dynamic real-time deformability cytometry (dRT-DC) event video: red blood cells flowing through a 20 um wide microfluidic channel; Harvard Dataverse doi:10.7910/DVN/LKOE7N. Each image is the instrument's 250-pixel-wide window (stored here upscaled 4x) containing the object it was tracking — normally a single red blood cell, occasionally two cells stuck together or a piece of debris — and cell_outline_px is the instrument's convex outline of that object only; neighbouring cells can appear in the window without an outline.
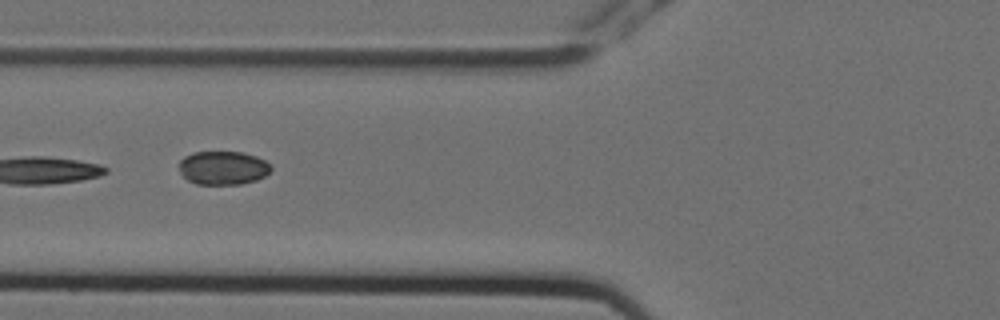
{"species": "Egyptian fruit bat (a non-hibernating species)", "species_latin": "Rousettus aegyptiacus", "temperature_condition": "cold", "stored_images_in_passage": 11, "camera_frame_rate_fps": 3000, "um_per_image_px": 0.085, "animal": {"sex": "female"}, "frame": {"image": 1, "passage_image": 6, "time_ms": 1.667, "image_size_px": [1000, 320], "cell_outline_px": [[272, 168], [264, 176], [256, 180], [240, 184], [196, 184], [188, 180], [180, 172], [180, 160], [184, 156], [192, 152], [244, 152], [256, 156], [272, 164]], "centroid_in_image_um": [18.97, 14.26], "position_along_channel_um": 106.8, "area_um2": 18.03}}
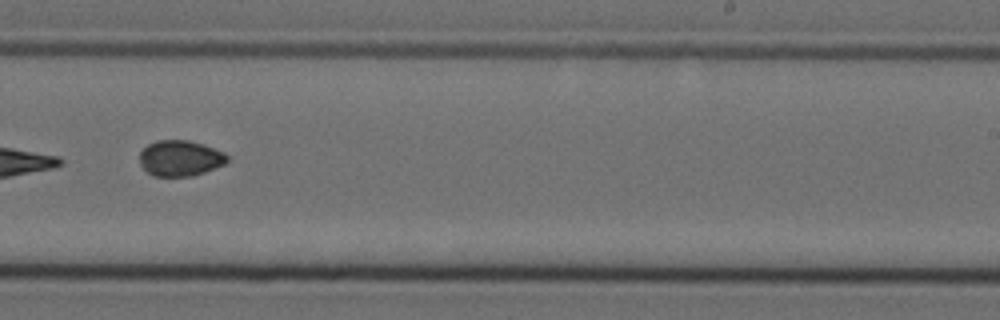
{"frame": {"image": 2, "passage_image": 10, "time_ms": 3.0, "image_size_px": [1000, 320], "cell_outline_px": [[228, 160], [224, 164], [204, 172], [192, 176], [152, 176], [140, 164], [140, 152], [148, 144], [156, 140], [188, 140], [204, 144], [224, 152], [228, 156]], "centroid_in_image_um": [15.31, 13.44], "position_along_channel_um": 273.7, "area_um2": 18.26}}
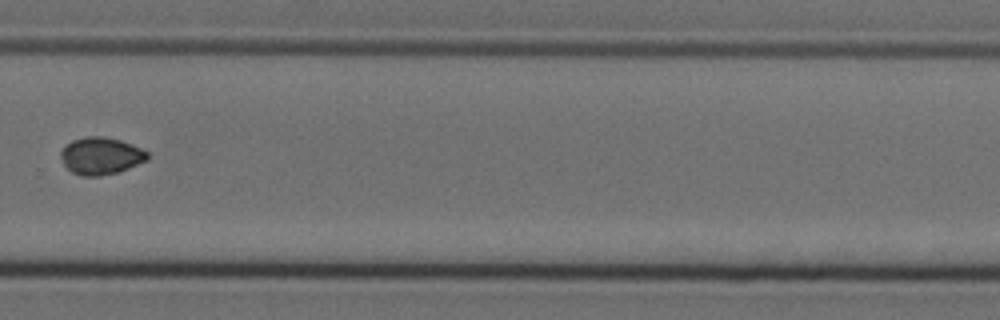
{"frame": {"image": 3, "passage_image": 11, "time_ms": 3.333, "image_size_px": [1000, 320], "cell_outline_px": [[148, 160], [128, 168], [116, 172], [100, 176], [80, 176], [64, 168], [60, 156], [60, 152], [72, 140], [88, 136], [104, 136], [120, 140], [132, 144], [148, 152]], "centroid_in_image_um": [8.55, 13.26], "position_along_channel_um": 321.2, "area_um2": 18.84}}